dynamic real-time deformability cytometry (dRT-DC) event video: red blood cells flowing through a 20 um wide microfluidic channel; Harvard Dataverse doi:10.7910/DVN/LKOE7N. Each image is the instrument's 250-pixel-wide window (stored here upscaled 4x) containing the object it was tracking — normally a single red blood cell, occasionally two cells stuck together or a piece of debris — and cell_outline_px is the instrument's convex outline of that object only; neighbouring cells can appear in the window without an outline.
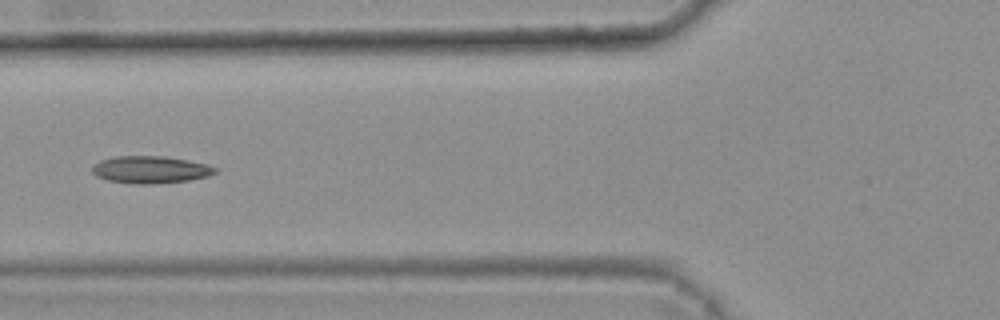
{"species": "common noctule bat (a hibernating species)", "species_latin": "Nyctalus noctula", "temperature_condition": "warm", "stored_images_in_passage": 5, "camera_frame_rate_fps": 3000, "um_per_image_px": 0.085, "animal": {"sex": "female", "body_mass_g": 25.1}, "frame": {"image": 1, "passage_image": 5, "time_ms": 1.333, "image_size_px": [1000, 320], "cell_outline_px": [[216, 172], [208, 176], [188, 180], [152, 184], [132, 184], [108, 180], [96, 176], [92, 172], [92, 168], [100, 160], [116, 156], [164, 156], [188, 160], [208, 164], [216, 168]], "centroid_in_image_um": [12.79, 14.42], "position_along_channel_um": 113.0, "area_um2": 19.48}}